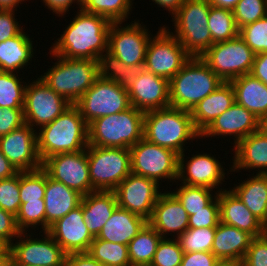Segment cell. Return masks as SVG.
<instances>
[{"mask_svg": "<svg viewBox=\"0 0 267 266\" xmlns=\"http://www.w3.org/2000/svg\"><path fill=\"white\" fill-rule=\"evenodd\" d=\"M67 26L50 54L67 59H92L108 50V36L112 22L107 18L80 9Z\"/></svg>", "mask_w": 267, "mask_h": 266, "instance_id": "1", "label": "cell"}, {"mask_svg": "<svg viewBox=\"0 0 267 266\" xmlns=\"http://www.w3.org/2000/svg\"><path fill=\"white\" fill-rule=\"evenodd\" d=\"M40 128L36 134L37 150L42 162L55 154L77 152L88 147V124L74 104L54 121Z\"/></svg>", "mask_w": 267, "mask_h": 266, "instance_id": "2", "label": "cell"}, {"mask_svg": "<svg viewBox=\"0 0 267 266\" xmlns=\"http://www.w3.org/2000/svg\"><path fill=\"white\" fill-rule=\"evenodd\" d=\"M200 137L188 110L167 107L145 112L143 138L158 146L184 152L185 142Z\"/></svg>", "mask_w": 267, "mask_h": 266, "instance_id": "3", "label": "cell"}, {"mask_svg": "<svg viewBox=\"0 0 267 266\" xmlns=\"http://www.w3.org/2000/svg\"><path fill=\"white\" fill-rule=\"evenodd\" d=\"M222 83L200 57H191L169 81L170 107L191 111Z\"/></svg>", "mask_w": 267, "mask_h": 266, "instance_id": "4", "label": "cell"}, {"mask_svg": "<svg viewBox=\"0 0 267 266\" xmlns=\"http://www.w3.org/2000/svg\"><path fill=\"white\" fill-rule=\"evenodd\" d=\"M143 111L133 106L127 110L99 117L88 124V145L131 148L143 138Z\"/></svg>", "mask_w": 267, "mask_h": 266, "instance_id": "5", "label": "cell"}, {"mask_svg": "<svg viewBox=\"0 0 267 266\" xmlns=\"http://www.w3.org/2000/svg\"><path fill=\"white\" fill-rule=\"evenodd\" d=\"M54 57L59 61L39 77L57 94L75 104L98 78L97 60Z\"/></svg>", "mask_w": 267, "mask_h": 266, "instance_id": "6", "label": "cell"}, {"mask_svg": "<svg viewBox=\"0 0 267 266\" xmlns=\"http://www.w3.org/2000/svg\"><path fill=\"white\" fill-rule=\"evenodd\" d=\"M208 0H185L173 15L175 36L192 57H200L213 44L208 27Z\"/></svg>", "mask_w": 267, "mask_h": 266, "instance_id": "7", "label": "cell"}, {"mask_svg": "<svg viewBox=\"0 0 267 266\" xmlns=\"http://www.w3.org/2000/svg\"><path fill=\"white\" fill-rule=\"evenodd\" d=\"M87 158L93 191H114L131 173L128 148L88 145Z\"/></svg>", "mask_w": 267, "mask_h": 266, "instance_id": "8", "label": "cell"}, {"mask_svg": "<svg viewBox=\"0 0 267 266\" xmlns=\"http://www.w3.org/2000/svg\"><path fill=\"white\" fill-rule=\"evenodd\" d=\"M255 53L238 35L236 38L213 44L200 58L223 81L250 74Z\"/></svg>", "mask_w": 267, "mask_h": 266, "instance_id": "9", "label": "cell"}, {"mask_svg": "<svg viewBox=\"0 0 267 266\" xmlns=\"http://www.w3.org/2000/svg\"><path fill=\"white\" fill-rule=\"evenodd\" d=\"M87 124L131 107L127 88L98 77L94 84L74 104Z\"/></svg>", "mask_w": 267, "mask_h": 266, "instance_id": "10", "label": "cell"}, {"mask_svg": "<svg viewBox=\"0 0 267 266\" xmlns=\"http://www.w3.org/2000/svg\"><path fill=\"white\" fill-rule=\"evenodd\" d=\"M130 150L131 173L154 180H178V157L173 150L158 146L142 138ZM162 178V179H161Z\"/></svg>", "mask_w": 267, "mask_h": 266, "instance_id": "11", "label": "cell"}, {"mask_svg": "<svg viewBox=\"0 0 267 266\" xmlns=\"http://www.w3.org/2000/svg\"><path fill=\"white\" fill-rule=\"evenodd\" d=\"M191 57L169 29L162 27L149 41L144 68L170 81Z\"/></svg>", "mask_w": 267, "mask_h": 266, "instance_id": "12", "label": "cell"}, {"mask_svg": "<svg viewBox=\"0 0 267 266\" xmlns=\"http://www.w3.org/2000/svg\"><path fill=\"white\" fill-rule=\"evenodd\" d=\"M72 104L52 90L41 78L26 84L24 120L33 129L54 121Z\"/></svg>", "mask_w": 267, "mask_h": 266, "instance_id": "13", "label": "cell"}, {"mask_svg": "<svg viewBox=\"0 0 267 266\" xmlns=\"http://www.w3.org/2000/svg\"><path fill=\"white\" fill-rule=\"evenodd\" d=\"M42 168L48 176L82 196L93 192L89 176L87 148L77 152L59 153L46 158Z\"/></svg>", "mask_w": 267, "mask_h": 266, "instance_id": "14", "label": "cell"}, {"mask_svg": "<svg viewBox=\"0 0 267 266\" xmlns=\"http://www.w3.org/2000/svg\"><path fill=\"white\" fill-rule=\"evenodd\" d=\"M23 233L17 237L19 242L9 245L10 266H64L67 254L47 231L41 239Z\"/></svg>", "mask_w": 267, "mask_h": 266, "instance_id": "15", "label": "cell"}, {"mask_svg": "<svg viewBox=\"0 0 267 266\" xmlns=\"http://www.w3.org/2000/svg\"><path fill=\"white\" fill-rule=\"evenodd\" d=\"M112 22L108 36V51L116 55L127 66L145 65L146 51L151 39L148 29L138 21L120 26Z\"/></svg>", "mask_w": 267, "mask_h": 266, "instance_id": "16", "label": "cell"}, {"mask_svg": "<svg viewBox=\"0 0 267 266\" xmlns=\"http://www.w3.org/2000/svg\"><path fill=\"white\" fill-rule=\"evenodd\" d=\"M152 179L130 173L114 190L117 204L149 220L161 192Z\"/></svg>", "mask_w": 267, "mask_h": 266, "instance_id": "17", "label": "cell"}, {"mask_svg": "<svg viewBox=\"0 0 267 266\" xmlns=\"http://www.w3.org/2000/svg\"><path fill=\"white\" fill-rule=\"evenodd\" d=\"M36 133V129L25 123L0 137V151L18 171H32L42 167Z\"/></svg>", "mask_w": 267, "mask_h": 266, "instance_id": "18", "label": "cell"}, {"mask_svg": "<svg viewBox=\"0 0 267 266\" xmlns=\"http://www.w3.org/2000/svg\"><path fill=\"white\" fill-rule=\"evenodd\" d=\"M126 88L130 104L137 110L145 113L170 107L169 81L145 68Z\"/></svg>", "mask_w": 267, "mask_h": 266, "instance_id": "19", "label": "cell"}, {"mask_svg": "<svg viewBox=\"0 0 267 266\" xmlns=\"http://www.w3.org/2000/svg\"><path fill=\"white\" fill-rule=\"evenodd\" d=\"M47 232L66 254L87 252L94 240L83 219L82 203L58 219Z\"/></svg>", "mask_w": 267, "mask_h": 266, "instance_id": "20", "label": "cell"}, {"mask_svg": "<svg viewBox=\"0 0 267 266\" xmlns=\"http://www.w3.org/2000/svg\"><path fill=\"white\" fill-rule=\"evenodd\" d=\"M184 157V152L179 154L177 177L183 181V184L203 186L212 190L222 184L226 173H224L225 170L219 160L214 156L206 153L196 154L187 163H185Z\"/></svg>", "mask_w": 267, "mask_h": 266, "instance_id": "21", "label": "cell"}, {"mask_svg": "<svg viewBox=\"0 0 267 266\" xmlns=\"http://www.w3.org/2000/svg\"><path fill=\"white\" fill-rule=\"evenodd\" d=\"M259 119L245 107L235 102L229 109L218 116L201 134L200 137L232 136L237 144L251 133L258 131Z\"/></svg>", "mask_w": 267, "mask_h": 266, "instance_id": "22", "label": "cell"}, {"mask_svg": "<svg viewBox=\"0 0 267 266\" xmlns=\"http://www.w3.org/2000/svg\"><path fill=\"white\" fill-rule=\"evenodd\" d=\"M188 221V213L177 197L172 192H165L161 193L156 201L148 223L162 238H166L168 232L177 233L178 238L188 229Z\"/></svg>", "mask_w": 267, "mask_h": 266, "instance_id": "23", "label": "cell"}, {"mask_svg": "<svg viewBox=\"0 0 267 266\" xmlns=\"http://www.w3.org/2000/svg\"><path fill=\"white\" fill-rule=\"evenodd\" d=\"M217 192L220 205V222L245 231L253 238L265 233L261 222L231 190L223 189L222 191L221 189Z\"/></svg>", "mask_w": 267, "mask_h": 266, "instance_id": "24", "label": "cell"}, {"mask_svg": "<svg viewBox=\"0 0 267 266\" xmlns=\"http://www.w3.org/2000/svg\"><path fill=\"white\" fill-rule=\"evenodd\" d=\"M252 238L245 231L219 222L216 227L211 253L219 261H227L240 265Z\"/></svg>", "mask_w": 267, "mask_h": 266, "instance_id": "25", "label": "cell"}, {"mask_svg": "<svg viewBox=\"0 0 267 266\" xmlns=\"http://www.w3.org/2000/svg\"><path fill=\"white\" fill-rule=\"evenodd\" d=\"M82 195L61 182L50 178L46 172L45 231L58 219L67 215L81 203Z\"/></svg>", "mask_w": 267, "mask_h": 266, "instance_id": "26", "label": "cell"}, {"mask_svg": "<svg viewBox=\"0 0 267 266\" xmlns=\"http://www.w3.org/2000/svg\"><path fill=\"white\" fill-rule=\"evenodd\" d=\"M235 103L230 82H223L214 92L201 100L191 111L195 129L201 134L218 116Z\"/></svg>", "mask_w": 267, "mask_h": 266, "instance_id": "27", "label": "cell"}, {"mask_svg": "<svg viewBox=\"0 0 267 266\" xmlns=\"http://www.w3.org/2000/svg\"><path fill=\"white\" fill-rule=\"evenodd\" d=\"M83 219L89 232L97 237L118 207L114 191H93L82 196Z\"/></svg>", "mask_w": 267, "mask_h": 266, "instance_id": "28", "label": "cell"}, {"mask_svg": "<svg viewBox=\"0 0 267 266\" xmlns=\"http://www.w3.org/2000/svg\"><path fill=\"white\" fill-rule=\"evenodd\" d=\"M234 149L233 166L229 171L257 168V174H267V137L259 131L251 133L235 144Z\"/></svg>", "mask_w": 267, "mask_h": 266, "instance_id": "29", "label": "cell"}, {"mask_svg": "<svg viewBox=\"0 0 267 266\" xmlns=\"http://www.w3.org/2000/svg\"><path fill=\"white\" fill-rule=\"evenodd\" d=\"M147 223L145 218L118 206L96 238L128 245Z\"/></svg>", "mask_w": 267, "mask_h": 266, "instance_id": "30", "label": "cell"}, {"mask_svg": "<svg viewBox=\"0 0 267 266\" xmlns=\"http://www.w3.org/2000/svg\"><path fill=\"white\" fill-rule=\"evenodd\" d=\"M235 102L252 112L258 119L267 115V85L251 74L230 81Z\"/></svg>", "mask_w": 267, "mask_h": 266, "instance_id": "31", "label": "cell"}, {"mask_svg": "<svg viewBox=\"0 0 267 266\" xmlns=\"http://www.w3.org/2000/svg\"><path fill=\"white\" fill-rule=\"evenodd\" d=\"M231 191L261 223L267 214V174H257Z\"/></svg>", "mask_w": 267, "mask_h": 266, "instance_id": "32", "label": "cell"}, {"mask_svg": "<svg viewBox=\"0 0 267 266\" xmlns=\"http://www.w3.org/2000/svg\"><path fill=\"white\" fill-rule=\"evenodd\" d=\"M33 41L22 30L17 36L0 42V71L17 72L33 57Z\"/></svg>", "mask_w": 267, "mask_h": 266, "instance_id": "33", "label": "cell"}, {"mask_svg": "<svg viewBox=\"0 0 267 266\" xmlns=\"http://www.w3.org/2000/svg\"><path fill=\"white\" fill-rule=\"evenodd\" d=\"M98 59V77L114 81L120 86L128 87L144 69V65L127 66L108 50Z\"/></svg>", "mask_w": 267, "mask_h": 266, "instance_id": "34", "label": "cell"}, {"mask_svg": "<svg viewBox=\"0 0 267 266\" xmlns=\"http://www.w3.org/2000/svg\"><path fill=\"white\" fill-rule=\"evenodd\" d=\"M161 239L162 236L147 223L128 244L131 266H149Z\"/></svg>", "mask_w": 267, "mask_h": 266, "instance_id": "35", "label": "cell"}, {"mask_svg": "<svg viewBox=\"0 0 267 266\" xmlns=\"http://www.w3.org/2000/svg\"><path fill=\"white\" fill-rule=\"evenodd\" d=\"M87 253L104 266H131L128 245L94 237Z\"/></svg>", "mask_w": 267, "mask_h": 266, "instance_id": "36", "label": "cell"}, {"mask_svg": "<svg viewBox=\"0 0 267 266\" xmlns=\"http://www.w3.org/2000/svg\"><path fill=\"white\" fill-rule=\"evenodd\" d=\"M208 20L209 31L214 44L231 40L239 35V29L231 10L211 5Z\"/></svg>", "mask_w": 267, "mask_h": 266, "instance_id": "37", "label": "cell"}, {"mask_svg": "<svg viewBox=\"0 0 267 266\" xmlns=\"http://www.w3.org/2000/svg\"><path fill=\"white\" fill-rule=\"evenodd\" d=\"M133 0H81L85 12L107 18L110 22H124L130 14Z\"/></svg>", "mask_w": 267, "mask_h": 266, "instance_id": "38", "label": "cell"}, {"mask_svg": "<svg viewBox=\"0 0 267 266\" xmlns=\"http://www.w3.org/2000/svg\"><path fill=\"white\" fill-rule=\"evenodd\" d=\"M211 191L213 190L203 186L182 184L177 191L172 193L180 201L188 216H191L199 210H206V206L216 197Z\"/></svg>", "mask_w": 267, "mask_h": 266, "instance_id": "39", "label": "cell"}, {"mask_svg": "<svg viewBox=\"0 0 267 266\" xmlns=\"http://www.w3.org/2000/svg\"><path fill=\"white\" fill-rule=\"evenodd\" d=\"M25 88L15 73L0 71V107L23 109Z\"/></svg>", "mask_w": 267, "mask_h": 266, "instance_id": "40", "label": "cell"}, {"mask_svg": "<svg viewBox=\"0 0 267 266\" xmlns=\"http://www.w3.org/2000/svg\"><path fill=\"white\" fill-rule=\"evenodd\" d=\"M46 171L41 167L32 171H20L21 204L44 201Z\"/></svg>", "mask_w": 267, "mask_h": 266, "instance_id": "41", "label": "cell"}, {"mask_svg": "<svg viewBox=\"0 0 267 266\" xmlns=\"http://www.w3.org/2000/svg\"><path fill=\"white\" fill-rule=\"evenodd\" d=\"M216 228H188L177 239L185 252H211Z\"/></svg>", "mask_w": 267, "mask_h": 266, "instance_id": "42", "label": "cell"}, {"mask_svg": "<svg viewBox=\"0 0 267 266\" xmlns=\"http://www.w3.org/2000/svg\"><path fill=\"white\" fill-rule=\"evenodd\" d=\"M239 35L255 54L267 52V15L241 27Z\"/></svg>", "mask_w": 267, "mask_h": 266, "instance_id": "43", "label": "cell"}, {"mask_svg": "<svg viewBox=\"0 0 267 266\" xmlns=\"http://www.w3.org/2000/svg\"><path fill=\"white\" fill-rule=\"evenodd\" d=\"M237 28L253 23L267 15V0H239L233 9Z\"/></svg>", "mask_w": 267, "mask_h": 266, "instance_id": "44", "label": "cell"}, {"mask_svg": "<svg viewBox=\"0 0 267 266\" xmlns=\"http://www.w3.org/2000/svg\"><path fill=\"white\" fill-rule=\"evenodd\" d=\"M183 254L178 239L162 238L149 266H180Z\"/></svg>", "mask_w": 267, "mask_h": 266, "instance_id": "45", "label": "cell"}, {"mask_svg": "<svg viewBox=\"0 0 267 266\" xmlns=\"http://www.w3.org/2000/svg\"><path fill=\"white\" fill-rule=\"evenodd\" d=\"M21 206L20 171L6 179L0 180V208L17 215Z\"/></svg>", "mask_w": 267, "mask_h": 266, "instance_id": "46", "label": "cell"}, {"mask_svg": "<svg viewBox=\"0 0 267 266\" xmlns=\"http://www.w3.org/2000/svg\"><path fill=\"white\" fill-rule=\"evenodd\" d=\"M16 222L21 232L32 226L41 225L45 232V201L23 203L16 215Z\"/></svg>", "mask_w": 267, "mask_h": 266, "instance_id": "47", "label": "cell"}, {"mask_svg": "<svg viewBox=\"0 0 267 266\" xmlns=\"http://www.w3.org/2000/svg\"><path fill=\"white\" fill-rule=\"evenodd\" d=\"M216 197L206 206V210H199L189 216L188 228H216L220 222V205L218 193Z\"/></svg>", "mask_w": 267, "mask_h": 266, "instance_id": "48", "label": "cell"}, {"mask_svg": "<svg viewBox=\"0 0 267 266\" xmlns=\"http://www.w3.org/2000/svg\"><path fill=\"white\" fill-rule=\"evenodd\" d=\"M239 266H267V233L252 238Z\"/></svg>", "mask_w": 267, "mask_h": 266, "instance_id": "49", "label": "cell"}, {"mask_svg": "<svg viewBox=\"0 0 267 266\" xmlns=\"http://www.w3.org/2000/svg\"><path fill=\"white\" fill-rule=\"evenodd\" d=\"M25 124L23 109L0 107V137Z\"/></svg>", "mask_w": 267, "mask_h": 266, "instance_id": "50", "label": "cell"}, {"mask_svg": "<svg viewBox=\"0 0 267 266\" xmlns=\"http://www.w3.org/2000/svg\"><path fill=\"white\" fill-rule=\"evenodd\" d=\"M14 12L13 9H0V42L17 36L23 29L18 25Z\"/></svg>", "mask_w": 267, "mask_h": 266, "instance_id": "51", "label": "cell"}, {"mask_svg": "<svg viewBox=\"0 0 267 266\" xmlns=\"http://www.w3.org/2000/svg\"><path fill=\"white\" fill-rule=\"evenodd\" d=\"M20 233L16 216L0 208V238L10 245L13 242L12 238L16 237L17 239Z\"/></svg>", "mask_w": 267, "mask_h": 266, "instance_id": "52", "label": "cell"}, {"mask_svg": "<svg viewBox=\"0 0 267 266\" xmlns=\"http://www.w3.org/2000/svg\"><path fill=\"white\" fill-rule=\"evenodd\" d=\"M220 261L208 251L185 252L180 266H215Z\"/></svg>", "mask_w": 267, "mask_h": 266, "instance_id": "53", "label": "cell"}, {"mask_svg": "<svg viewBox=\"0 0 267 266\" xmlns=\"http://www.w3.org/2000/svg\"><path fill=\"white\" fill-rule=\"evenodd\" d=\"M64 266H104L87 252L67 254Z\"/></svg>", "mask_w": 267, "mask_h": 266, "instance_id": "54", "label": "cell"}, {"mask_svg": "<svg viewBox=\"0 0 267 266\" xmlns=\"http://www.w3.org/2000/svg\"><path fill=\"white\" fill-rule=\"evenodd\" d=\"M250 74L267 85V52L255 55Z\"/></svg>", "mask_w": 267, "mask_h": 266, "instance_id": "55", "label": "cell"}, {"mask_svg": "<svg viewBox=\"0 0 267 266\" xmlns=\"http://www.w3.org/2000/svg\"><path fill=\"white\" fill-rule=\"evenodd\" d=\"M45 6H47L50 10H52L55 14H59L58 16L64 15L67 11H69V7L75 3H78L79 8L81 7V0H43Z\"/></svg>", "mask_w": 267, "mask_h": 266, "instance_id": "56", "label": "cell"}, {"mask_svg": "<svg viewBox=\"0 0 267 266\" xmlns=\"http://www.w3.org/2000/svg\"><path fill=\"white\" fill-rule=\"evenodd\" d=\"M19 171L9 162V160L0 151V180L10 178Z\"/></svg>", "mask_w": 267, "mask_h": 266, "instance_id": "57", "label": "cell"}, {"mask_svg": "<svg viewBox=\"0 0 267 266\" xmlns=\"http://www.w3.org/2000/svg\"><path fill=\"white\" fill-rule=\"evenodd\" d=\"M160 7L168 9L169 12L174 15L179 8L182 6V4L185 2V0H152Z\"/></svg>", "mask_w": 267, "mask_h": 266, "instance_id": "58", "label": "cell"}, {"mask_svg": "<svg viewBox=\"0 0 267 266\" xmlns=\"http://www.w3.org/2000/svg\"><path fill=\"white\" fill-rule=\"evenodd\" d=\"M239 0H208L214 6L233 11Z\"/></svg>", "mask_w": 267, "mask_h": 266, "instance_id": "59", "label": "cell"}, {"mask_svg": "<svg viewBox=\"0 0 267 266\" xmlns=\"http://www.w3.org/2000/svg\"><path fill=\"white\" fill-rule=\"evenodd\" d=\"M24 0H0V9H15Z\"/></svg>", "mask_w": 267, "mask_h": 266, "instance_id": "60", "label": "cell"}, {"mask_svg": "<svg viewBox=\"0 0 267 266\" xmlns=\"http://www.w3.org/2000/svg\"><path fill=\"white\" fill-rule=\"evenodd\" d=\"M258 131L267 137V115L259 118Z\"/></svg>", "mask_w": 267, "mask_h": 266, "instance_id": "61", "label": "cell"}, {"mask_svg": "<svg viewBox=\"0 0 267 266\" xmlns=\"http://www.w3.org/2000/svg\"><path fill=\"white\" fill-rule=\"evenodd\" d=\"M10 253H0V266H10Z\"/></svg>", "mask_w": 267, "mask_h": 266, "instance_id": "62", "label": "cell"}, {"mask_svg": "<svg viewBox=\"0 0 267 266\" xmlns=\"http://www.w3.org/2000/svg\"><path fill=\"white\" fill-rule=\"evenodd\" d=\"M0 253H10L9 245L0 238Z\"/></svg>", "mask_w": 267, "mask_h": 266, "instance_id": "63", "label": "cell"}, {"mask_svg": "<svg viewBox=\"0 0 267 266\" xmlns=\"http://www.w3.org/2000/svg\"><path fill=\"white\" fill-rule=\"evenodd\" d=\"M215 266H239V265H237L235 263L227 262V261H220Z\"/></svg>", "mask_w": 267, "mask_h": 266, "instance_id": "64", "label": "cell"}, {"mask_svg": "<svg viewBox=\"0 0 267 266\" xmlns=\"http://www.w3.org/2000/svg\"><path fill=\"white\" fill-rule=\"evenodd\" d=\"M261 225H262L264 232L267 233V214L265 216L264 221L261 223Z\"/></svg>", "mask_w": 267, "mask_h": 266, "instance_id": "65", "label": "cell"}]
</instances>
